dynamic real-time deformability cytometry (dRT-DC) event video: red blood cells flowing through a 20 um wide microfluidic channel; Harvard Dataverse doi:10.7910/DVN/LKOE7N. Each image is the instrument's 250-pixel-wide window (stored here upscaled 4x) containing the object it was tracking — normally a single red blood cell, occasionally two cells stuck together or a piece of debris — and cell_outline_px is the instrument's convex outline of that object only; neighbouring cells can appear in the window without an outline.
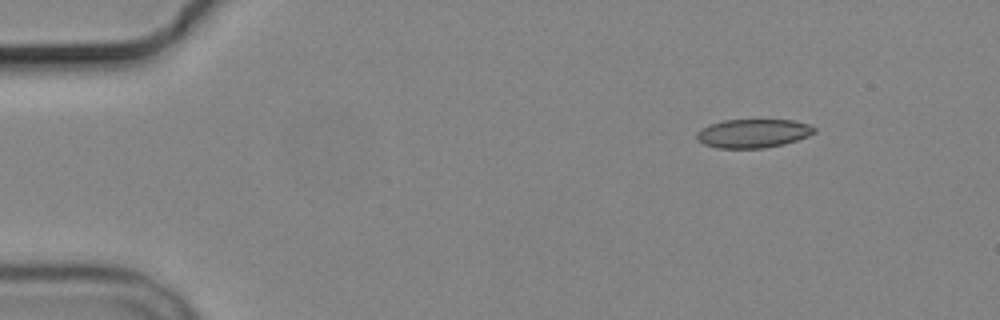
{"species": "common noctule bat (a hibernating species)", "species_latin": "Nyctalus noctula", "temperature_condition": "cold", "stored_images_in_passage": 4, "camera_frame_rate_fps": 3000, "um_per_image_px": 0.085, "animal": {"sex": "male", "body_mass_g": 19.2, "forearm_length_mm": 51.8}, "frame": {"image": 1, "passage_image": 1, "time_ms": 0.0, "image_size_px": [1000, 320], "cell_outline_px": [[816, 132], [808, 136], [784, 144], [764, 148], [716, 148], [704, 144], [696, 136], [696, 132], [712, 124], [724, 120], [792, 120], [808, 124], [816, 128]], "centroid_in_image_um": [64.04, 11.34], "position_along_channel_um": 21.0, "area_um2": 19.48}}
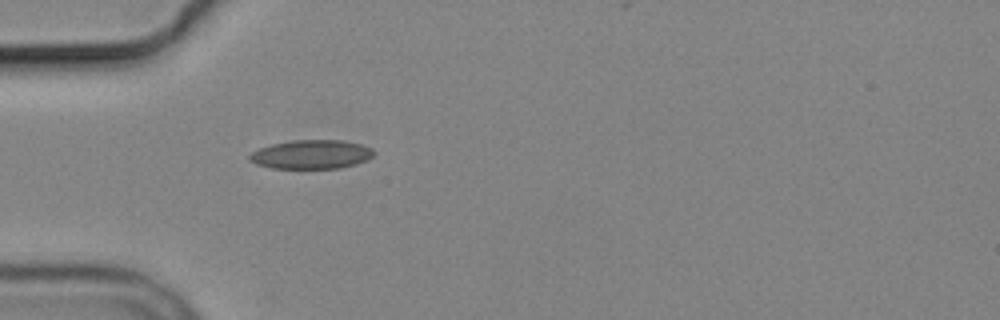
{"frame": {"image": 2, "passage_image": 4, "time_ms": 3.333, "image_size_px": [1000, 320], "cell_outline_px": [[376, 152], [372, 156], [356, 164], [340, 168], [272, 168], [256, 164], [248, 160], [248, 156], [252, 152], [260, 148], [272, 144], [292, 140], [344, 140], [360, 144], [372, 148]], "centroid_in_image_um": [26.46, 13.12], "position_along_channel_um": 58.5, "area_um2": 20.92}}